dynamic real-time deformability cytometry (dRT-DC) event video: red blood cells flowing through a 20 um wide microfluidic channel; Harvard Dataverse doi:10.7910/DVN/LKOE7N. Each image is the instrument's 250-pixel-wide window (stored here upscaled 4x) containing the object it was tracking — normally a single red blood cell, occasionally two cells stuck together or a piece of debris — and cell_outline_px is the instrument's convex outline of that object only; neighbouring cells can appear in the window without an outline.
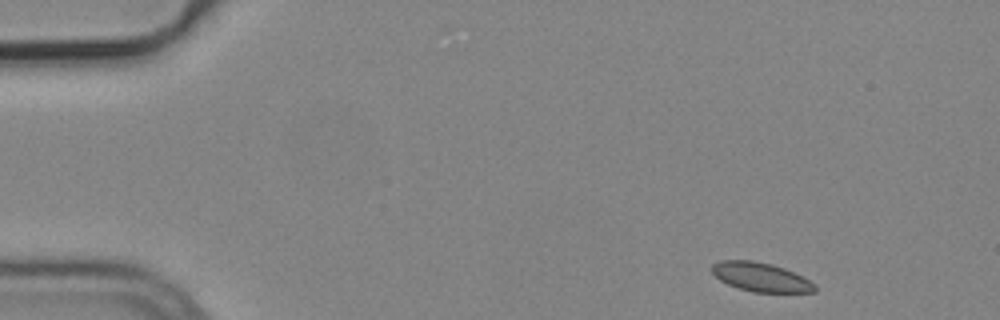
{"species": "common noctule bat (a hibernating species)", "species_latin": "Nyctalus noctula", "temperature_condition": "cold", "stored_images_in_passage": 3, "camera_frame_rate_fps": 3000, "um_per_image_px": 0.085, "animal": {"sex": "male", "body_mass_g": 19.2, "forearm_length_mm": 51.8}, "frame": {"image": 1, "passage_image": 1, "time_ms": 0.0, "image_size_px": [1000, 320], "cell_outline_px": [[816, 292], [752, 292], [728, 284], [720, 280], [712, 272], [712, 264], [720, 260], [752, 260], [772, 264], [784, 268], [816, 284]], "centroid_in_image_um": [64.65, 23.54], "position_along_channel_um": 20.3, "area_um2": 17.22}}